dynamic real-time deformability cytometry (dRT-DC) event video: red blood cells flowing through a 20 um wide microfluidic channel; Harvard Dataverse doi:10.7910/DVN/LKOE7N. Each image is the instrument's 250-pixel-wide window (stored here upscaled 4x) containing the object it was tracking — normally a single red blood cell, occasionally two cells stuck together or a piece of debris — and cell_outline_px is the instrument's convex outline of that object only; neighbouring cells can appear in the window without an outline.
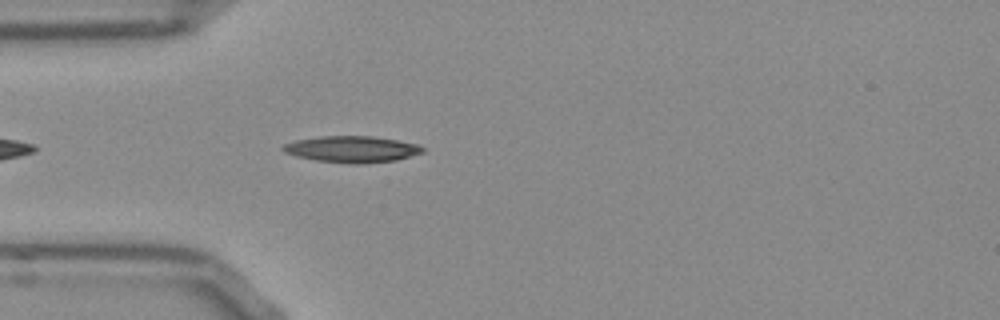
{"species": "Egyptian fruit bat (a non-hibernating species)", "species_latin": "Rousettus aegyptiacus", "temperature_condition": "room temperature", "stored_images_in_passage": 42, "camera_frame_rate_fps": 3000, "um_per_image_px": 0.085, "frame": {"image": 1, "passage_image": 4, "time_ms": 1.0, "image_size_px": [1000, 320], "cell_outline_px": [[424, 152], [396, 160], [360, 164], [352, 164], [316, 160], [296, 156], [284, 152], [280, 148], [284, 144], [296, 140], [320, 136], [372, 136], [396, 140], [416, 144], [424, 148]], "centroid_in_image_um": [29.89, 12.68], "position_along_channel_um": 55.1, "area_um2": 21.39}}
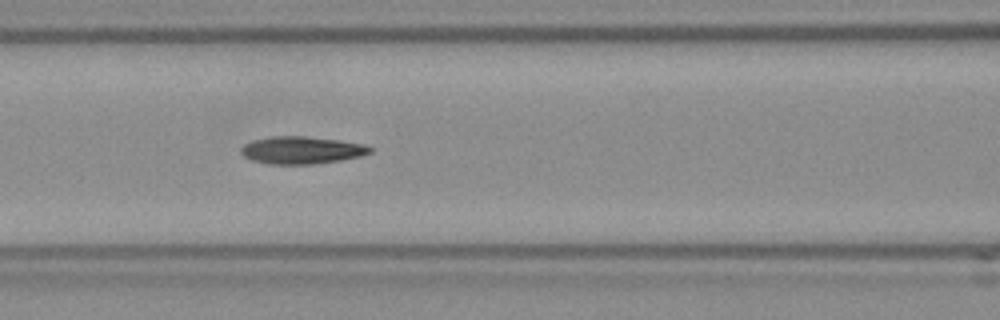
{"frame": {"image": 2, "passage_image": 11, "time_ms": 3.333, "image_size_px": [1000, 320], "cell_outline_px": [[372, 152], [360, 156], [340, 160], [312, 164], [268, 164], [252, 160], [244, 156], [240, 152], [240, 148], [244, 144], [252, 140], [272, 136], [304, 136], [340, 140], [364, 144], [372, 148]], "centroid_in_image_um": [25.62, 12.76], "position_along_channel_um": 141.0, "area_um2": 20.63}}
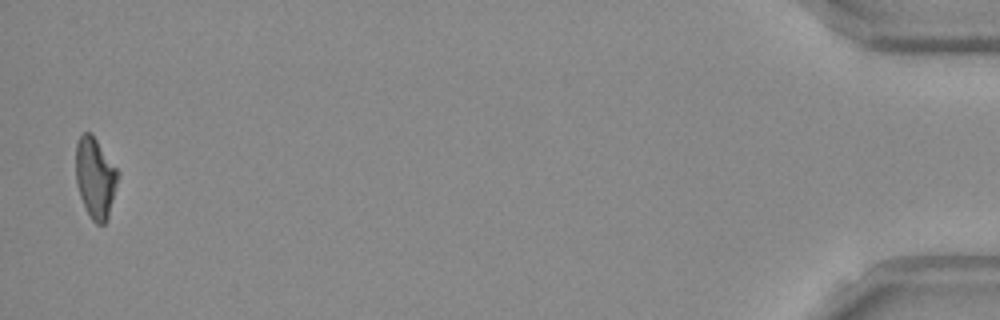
{"frame": {"image": 3, "passage_image": 41, "time_ms": 13.333, "image_size_px": [1000, 320], "cell_outline_px": [[120, 176], [108, 216], [104, 224], [96, 224], [92, 220], [80, 196], [76, 180], [76, 144], [80, 136], [84, 132], [92, 132], [120, 172]], "centroid_in_image_um": [8.12, 15.07], "position_along_channel_um": 427.1, "area_um2": 19.88}, "authors_computed_cell_mechanics": {"area_um2": 20.4612, "velocity_mm_per_s": 3.8315, "shape_relaxation_time_tau1_ms": null, "shape_relaxation_time_tau2_ms": 3.565, "deformation_change_tau1": null, "deformation_change_tau2": 0.1263}}